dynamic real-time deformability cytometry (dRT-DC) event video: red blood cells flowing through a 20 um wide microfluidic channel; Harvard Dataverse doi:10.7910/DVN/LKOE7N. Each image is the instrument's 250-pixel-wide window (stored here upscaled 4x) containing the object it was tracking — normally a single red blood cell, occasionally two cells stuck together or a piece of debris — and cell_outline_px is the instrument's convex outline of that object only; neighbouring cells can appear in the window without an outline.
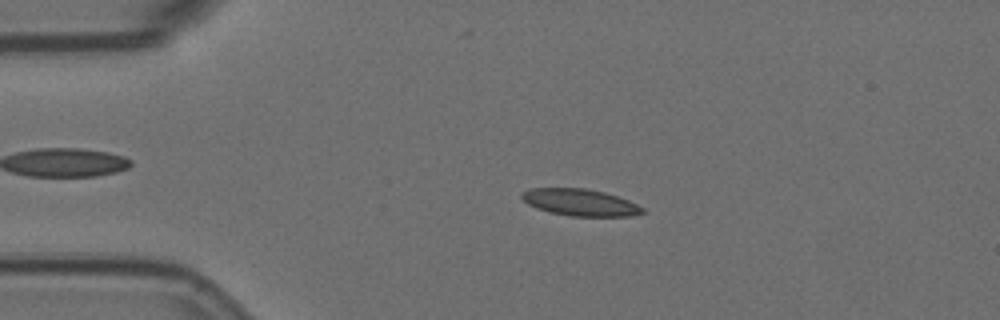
{"species": "Egyptian fruit bat (a non-hibernating species)", "species_latin": "Rousettus aegyptiacus", "temperature_condition": "room temperature", "stored_images_in_passage": 3, "camera_frame_rate_fps": 3000, "um_per_image_px": 0.085, "animal": {"sex": "female"}, "frame": {"image": 1, "passage_image": 2, "time_ms": 0.333, "image_size_px": [1000, 320], "cell_outline_px": [[644, 212], [632, 216], [572, 216], [548, 212], [536, 208], [528, 204], [520, 196], [520, 192], [532, 188], [584, 188], [604, 192], [628, 200], [644, 208]], "centroid_in_image_um": [49.28, 17.2], "position_along_channel_um": 35.7, "area_um2": 18.84}}